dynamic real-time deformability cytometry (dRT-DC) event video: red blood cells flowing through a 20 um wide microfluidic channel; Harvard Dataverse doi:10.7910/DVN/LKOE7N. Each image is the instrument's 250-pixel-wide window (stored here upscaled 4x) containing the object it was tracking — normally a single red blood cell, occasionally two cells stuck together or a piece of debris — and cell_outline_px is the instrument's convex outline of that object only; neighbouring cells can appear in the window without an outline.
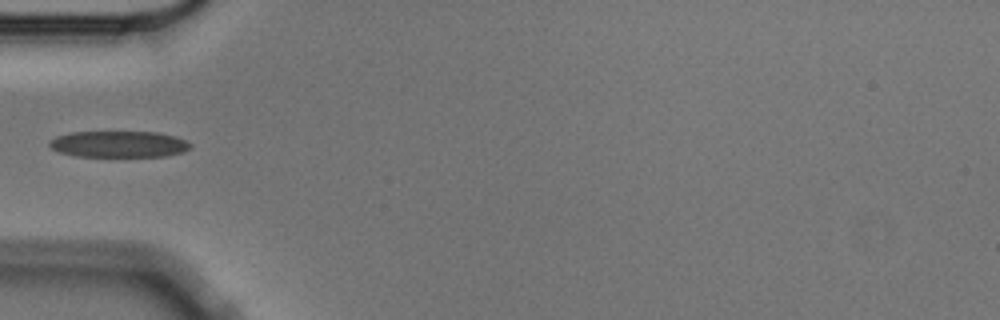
{"species": "Egyptian fruit bat (a non-hibernating species)", "species_latin": "Rousettus aegyptiacus", "temperature_condition": "cold", "stored_images_in_passage": 4, "camera_frame_rate_fps": 3000, "um_per_image_px": 0.085, "animal": {"sex": "male"}, "frame": {"image": 1, "passage_image": 4, "time_ms": 1.0, "image_size_px": [1000, 320], "cell_outline_px": [[192, 144], [184, 152], [164, 156], [76, 156], [60, 152], [52, 148], [48, 144], [56, 136], [72, 132], [156, 132], [176, 136]], "centroid_in_image_um": [10.11, 12.25], "position_along_channel_um": 74.9, "area_um2": 21.44}}